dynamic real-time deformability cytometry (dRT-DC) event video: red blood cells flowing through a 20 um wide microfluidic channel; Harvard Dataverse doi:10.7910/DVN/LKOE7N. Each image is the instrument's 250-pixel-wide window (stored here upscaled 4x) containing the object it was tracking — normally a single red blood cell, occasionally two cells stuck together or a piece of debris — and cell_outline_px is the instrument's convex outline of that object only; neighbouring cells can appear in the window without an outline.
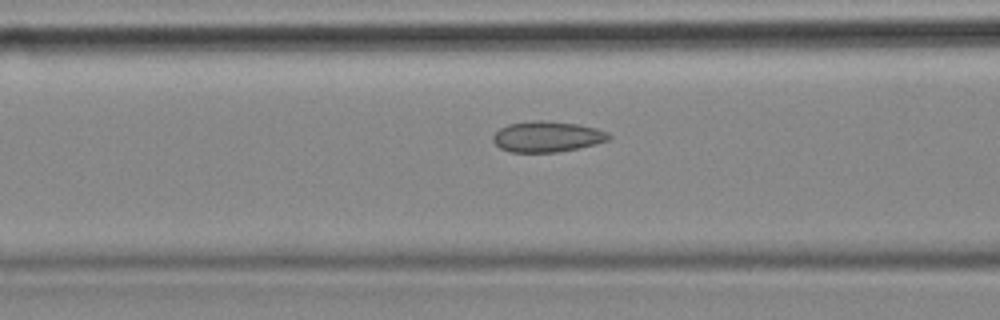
{"species": "common noctule bat (a hibernating species)", "species_latin": "Nyctalus noctula", "temperature_condition": "cold", "stored_images_in_passage": 17, "camera_frame_rate_fps": 3000, "um_per_image_px": 0.085, "animal": {"sex": "female", "body_mass_g": 18.4}, "frame": {"image": 1, "passage_image": 12, "time_ms": 3.667, "image_size_px": [1000, 320], "cell_outline_px": [[612, 136], [608, 140], [596, 144], [556, 152], [512, 152], [500, 148], [492, 140], [492, 136], [500, 128], [508, 124], [536, 120], [544, 120], [576, 124], [596, 128], [608, 132]], "centroid_in_image_um": [46.5, 11.61], "position_along_channel_um": 120.1, "area_um2": 20.63}}
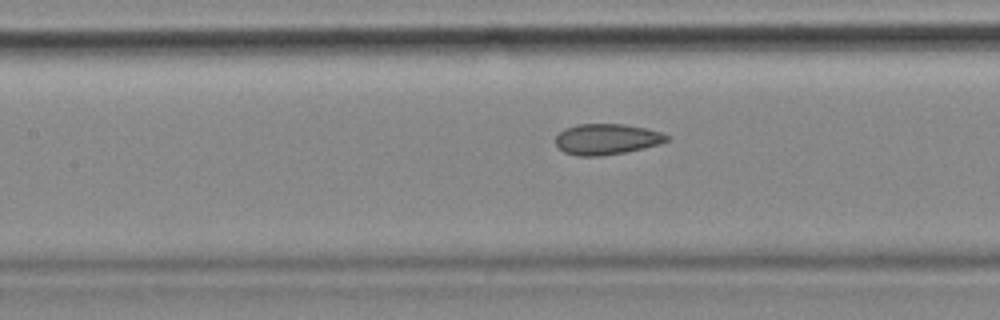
{"frame": {"image": 2, "passage_image": 15, "time_ms": 4.667, "image_size_px": [1000, 320], "cell_outline_px": [[668, 140], [660, 144], [624, 152], [600, 156], [576, 156], [564, 152], [556, 144], [556, 136], [564, 128], [580, 124], [624, 124], [644, 128], [660, 132], [668, 136]], "centroid_in_image_um": [51.54, 11.83], "position_along_channel_um": 155.9, "area_um2": 19.77}}